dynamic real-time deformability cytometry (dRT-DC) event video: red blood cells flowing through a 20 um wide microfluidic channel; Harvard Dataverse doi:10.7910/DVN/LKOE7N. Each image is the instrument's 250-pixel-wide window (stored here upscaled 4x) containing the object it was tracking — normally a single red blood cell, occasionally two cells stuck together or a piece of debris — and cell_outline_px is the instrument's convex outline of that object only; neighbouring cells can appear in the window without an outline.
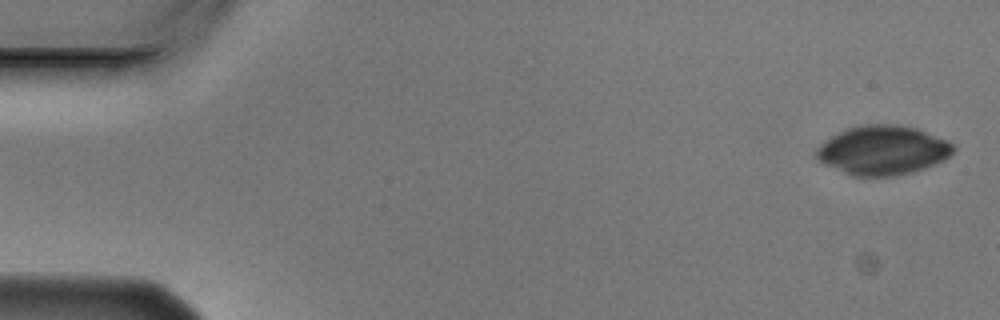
{"species": "Egyptian fruit bat (a non-hibernating species)", "species_latin": "Rousettus aegyptiacus", "temperature_condition": "cold", "stored_images_in_passage": 3, "camera_frame_rate_fps": 3000, "um_per_image_px": 0.085, "animal": {"sex": "male"}, "frame": {"image": 1, "passage_image": 1, "time_ms": 0.0, "image_size_px": [1000, 320], "cell_outline_px": [[956, 148], [944, 160], [924, 168], [912, 172], [896, 176], [852, 176], [824, 164], [816, 156], [816, 148], [824, 140], [848, 128], [860, 124], [896, 124], [916, 128], [948, 140], [956, 144]], "centroid_in_image_um": [75.05, 12.76], "position_along_channel_um": 10.0, "area_um2": 39.36}}